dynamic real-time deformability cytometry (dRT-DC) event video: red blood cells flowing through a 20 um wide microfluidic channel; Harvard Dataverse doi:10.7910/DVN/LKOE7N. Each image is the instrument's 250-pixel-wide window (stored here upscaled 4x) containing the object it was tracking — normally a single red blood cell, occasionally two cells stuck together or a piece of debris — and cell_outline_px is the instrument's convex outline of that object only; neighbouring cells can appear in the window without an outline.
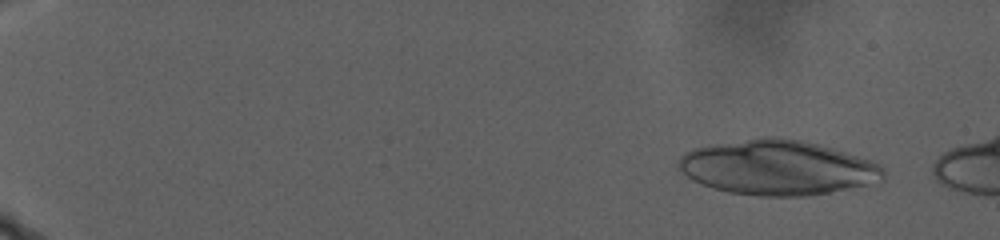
{"species": "human", "species_latin": "Homo sapiens", "temperature_condition": "warm", "stored_images_in_passage": 29, "camera_frame_rate_fps": 3000, "um_per_image_px": 0.085, "donor": {"sex": "male"}, "frame": {"image": 1, "passage_image": 10, "time_ms": 3.0, "image_size_px": [1000, 240], "cell_outline_px": [[884, 180], [880, 184], [808, 196], [760, 196], [728, 192], [712, 188], [692, 180], [676, 168], [676, 160], [684, 152], [692, 148], [712, 144], [764, 136], [776, 136], [800, 140], [832, 148], [880, 164], [884, 168]], "centroid_in_image_um": [66.09, 14.25], "position_along_channel_um": 18.9, "area_um2": 66.3}}